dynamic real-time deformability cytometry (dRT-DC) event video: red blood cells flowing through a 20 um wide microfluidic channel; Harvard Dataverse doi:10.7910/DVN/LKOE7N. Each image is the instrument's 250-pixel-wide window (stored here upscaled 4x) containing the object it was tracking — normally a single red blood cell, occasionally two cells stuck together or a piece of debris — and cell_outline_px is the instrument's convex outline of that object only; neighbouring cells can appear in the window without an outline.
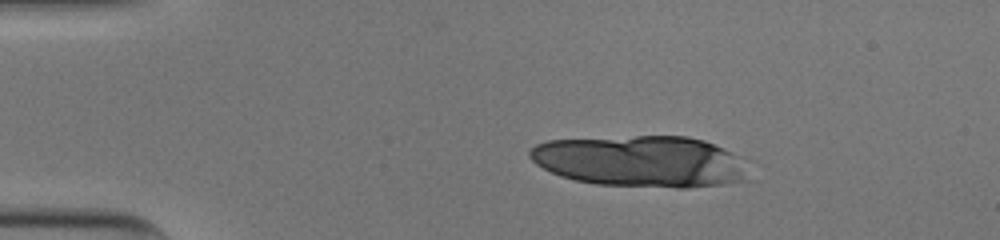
{"species": "human", "species_latin": "Homo sapiens", "temperature_condition": "cold", "stored_images_in_passage": 5, "segment_of_instrument_passage": [1, 2], "camera_frame_rate_fps": 3000, "um_per_image_px": 0.085, "donor": {"sex": "male"}, "frame": {"image": 1, "passage_image": 2, "time_ms": 0.333, "image_size_px": [1000, 240], "cell_outline_px": [[700, 160], [692, 180], [688, 184], [664, 184], [584, 180], [568, 176], [556, 172], [548, 168]], "centroid_in_image_um": [54.06, 14.66], "position_along_channel_um": 30.9, "area_um2": 17.57}}